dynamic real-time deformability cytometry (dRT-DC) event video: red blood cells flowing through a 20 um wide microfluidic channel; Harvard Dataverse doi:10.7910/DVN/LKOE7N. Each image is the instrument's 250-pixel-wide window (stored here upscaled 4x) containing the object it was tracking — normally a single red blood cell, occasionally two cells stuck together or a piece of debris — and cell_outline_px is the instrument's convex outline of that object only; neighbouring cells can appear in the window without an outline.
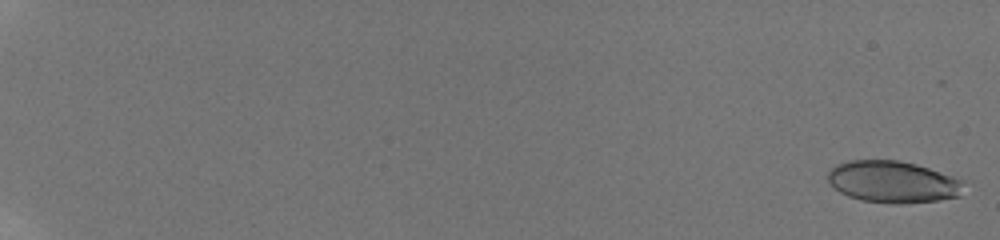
{"species": "human", "species_latin": "Homo sapiens", "temperature_condition": "room temperature", "stored_images_in_passage": 59, "camera_frame_rate_fps": 3000, "um_per_image_px": 0.085, "donor": {"sex": "male"}, "frame": {"image": 1, "passage_image": 2, "time_ms": 0.333, "image_size_px": [1000, 240], "cell_outline_px": [[964, 180], [960, 196], [940, 200], [900, 204], [896, 204], [860, 200], [848, 196], [840, 192], [828, 184], [828, 172], [836, 164], [848, 160], [896, 160], [916, 164]], "centroid_in_image_um": [75.87, 15.46], "position_along_channel_um": 9.1, "area_um2": 33.23}}
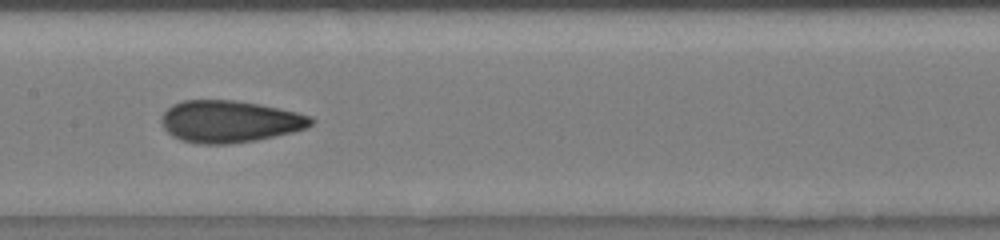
{"frame": {"image": 2, "passage_image": 35, "time_ms": 11.333, "image_size_px": [1000, 240], "cell_outline_px": [[316, 120], [308, 128], [292, 132], [256, 140], [228, 144], [200, 144], [180, 140], [172, 136], [164, 128], [160, 120], [164, 112], [172, 104], [184, 100], [236, 100], [260, 104], [296, 112], [312, 116]], "centroid_in_image_um": [19.53, 10.32], "position_along_channel_um": 187.9, "area_um2": 36.76}}
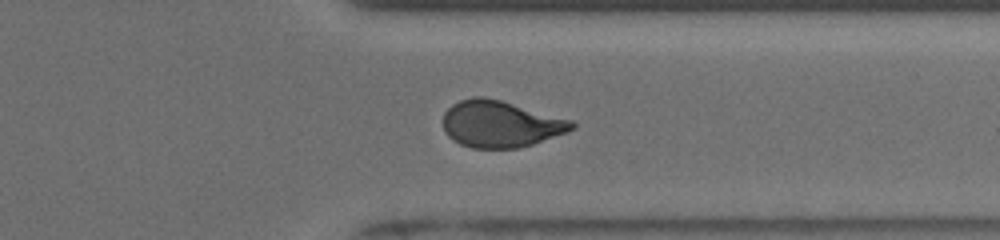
{"frame": {"image": 3, "passage_image": 49, "time_ms": 16.0, "image_size_px": [1000, 240], "cell_outline_px": [[576, 128], [568, 132], [532, 144], [516, 148], [472, 148], [460, 144], [452, 140], [444, 132], [444, 112], [452, 104], [460, 100], [472, 96], [484, 96], [500, 100], [572, 120], [576, 124]], "centroid_in_image_um": [42.53, 10.54], "position_along_channel_um": 368.9, "area_um2": 35.03}, "authors_computed_cell_mechanics": {"area_um2": 34.8534, "velocity_mm_per_s": 3.881, "shape_relaxation_time_tau1_ms": null, "shape_relaxation_time_tau2_ms": 1.0562, "deformation_change_tau1": null, "deformation_change_tau2": 0.0694}}